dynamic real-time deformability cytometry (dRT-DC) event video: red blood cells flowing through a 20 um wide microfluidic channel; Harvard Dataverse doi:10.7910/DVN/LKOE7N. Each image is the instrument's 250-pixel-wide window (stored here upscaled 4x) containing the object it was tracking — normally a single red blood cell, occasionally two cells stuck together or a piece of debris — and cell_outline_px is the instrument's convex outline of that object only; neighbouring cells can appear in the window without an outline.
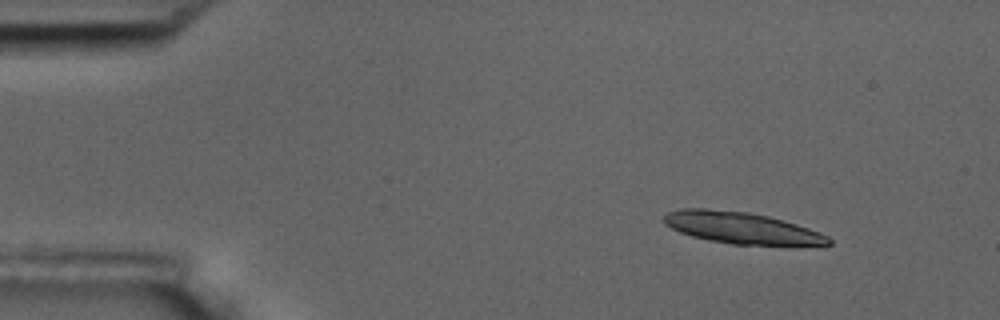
{"species": "common noctule bat (a hibernating species)", "species_latin": "Nyctalus noctula", "temperature_condition": "room temperature", "stored_images_in_passage": 3, "camera_frame_rate_fps": 3000, "um_per_image_px": 0.085, "animal": {"sex": "male", "body_mass_g": 17.5, "forearm_length_mm": 52.3}, "frame": {"image": 1, "passage_image": 1, "time_ms": 0.0, "image_size_px": [1000, 320], "cell_outline_px": [[832, 244], [732, 244], [708, 240], [692, 236], [680, 232], [664, 224], [664, 216], [668, 212], [680, 208], [704, 208], [748, 212], [768, 216], [784, 220], [820, 232], [828, 236], [832, 240]], "centroid_in_image_um": [62.98, 19.35], "position_along_channel_um": 22.0, "area_um2": 29.88}}